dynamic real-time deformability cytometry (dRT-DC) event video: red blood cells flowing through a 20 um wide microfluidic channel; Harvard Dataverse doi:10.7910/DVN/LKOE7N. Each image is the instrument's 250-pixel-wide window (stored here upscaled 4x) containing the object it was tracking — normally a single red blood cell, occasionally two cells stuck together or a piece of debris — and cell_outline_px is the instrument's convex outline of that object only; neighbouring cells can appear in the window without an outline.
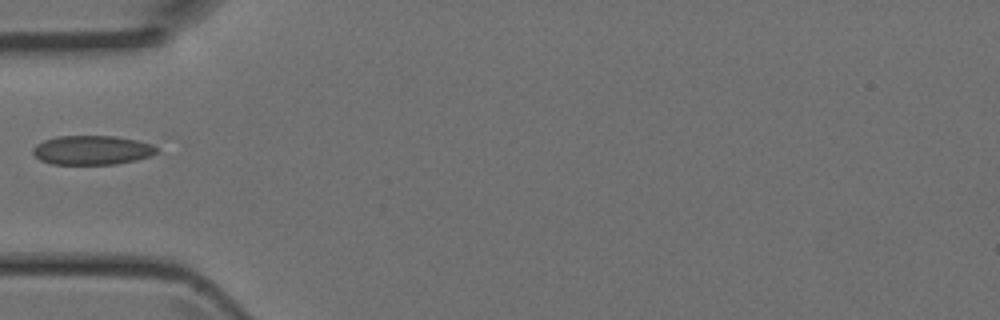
{"species": "Egyptian fruit bat (a non-hibernating species)", "species_latin": "Rousettus aegyptiacus", "temperature_condition": "room temperature", "stored_images_in_passage": 4, "camera_frame_rate_fps": 3000, "um_per_image_px": 0.085, "animal": {"sex": "female"}, "frame": {"image": 1, "passage_image": 4, "time_ms": 1.0, "image_size_px": [1000, 320], "cell_outline_px": [[156, 152], [148, 156], [136, 160], [116, 164], [52, 164], [40, 160], [32, 152], [32, 148], [36, 144], [44, 140], [56, 136], [116, 136], [136, 140], [152, 144], [156, 148]], "centroid_in_image_um": [7.78, 12.75], "position_along_channel_um": 77.2, "area_um2": 20.98}}